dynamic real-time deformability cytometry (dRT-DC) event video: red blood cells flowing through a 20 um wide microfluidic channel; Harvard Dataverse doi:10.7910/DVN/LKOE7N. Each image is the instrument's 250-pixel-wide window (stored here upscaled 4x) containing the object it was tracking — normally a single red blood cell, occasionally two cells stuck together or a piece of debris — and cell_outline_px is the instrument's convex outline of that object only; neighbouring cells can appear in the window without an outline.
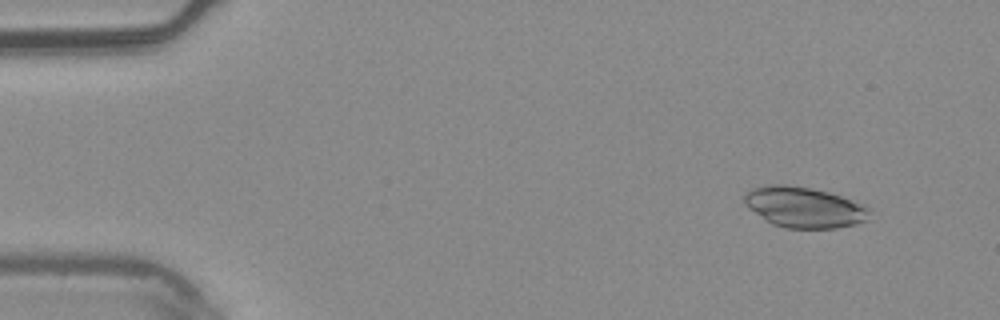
{"species": "common noctule bat (a hibernating species)", "species_latin": "Nyctalus noctula", "temperature_condition": "warm", "stored_images_in_passage": 5, "camera_frame_rate_fps": 3000, "um_per_image_px": 0.085, "animal": {"sex": "male", "body_mass_g": 20.4}, "frame": {"image": 1, "passage_image": 1, "time_ms": 0.0, "image_size_px": [1000, 320], "cell_outline_px": [[872, 208], [864, 220], [856, 224], [836, 228], [784, 228], [772, 224], [748, 208], [744, 204], [744, 196], [752, 188], [768, 184], [788, 184], [812, 188], [828, 192], [864, 204]], "centroid_in_image_um": [68.33, 17.61], "position_along_channel_um": 16.7, "area_um2": 29.71}}